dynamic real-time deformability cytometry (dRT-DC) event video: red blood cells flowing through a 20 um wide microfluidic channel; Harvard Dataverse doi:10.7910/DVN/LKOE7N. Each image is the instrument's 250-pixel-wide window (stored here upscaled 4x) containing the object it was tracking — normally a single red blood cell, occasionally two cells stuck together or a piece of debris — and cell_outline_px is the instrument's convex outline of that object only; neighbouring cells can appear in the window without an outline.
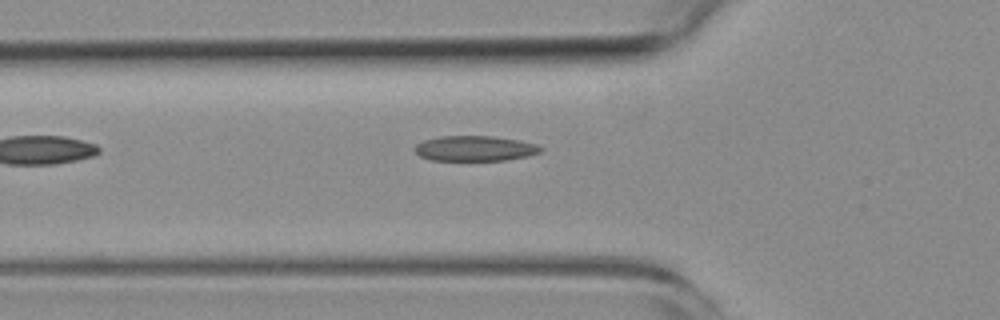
{"species": "common noctule bat (a hibernating species)", "species_latin": "Nyctalus noctula", "temperature_condition": "room temperature", "stored_images_in_passage": 3, "camera_frame_rate_fps": 3000, "um_per_image_px": 0.085, "animal": {"sex": "female", "body_mass_g": 19.3, "forearm_length_mm": 54.1}, "frame": {"image": 1, "passage_image": 3, "time_ms": 2.333, "image_size_px": [1000, 320], "cell_outline_px": [[544, 148], [540, 152], [528, 156], [504, 160], [432, 160], [420, 156], [412, 148], [416, 144], [424, 140], [440, 136], [492, 136], [520, 140], [536, 144]], "centroid_in_image_um": [40.36, 12.61], "position_along_channel_um": 85.4, "area_um2": 18.55}}